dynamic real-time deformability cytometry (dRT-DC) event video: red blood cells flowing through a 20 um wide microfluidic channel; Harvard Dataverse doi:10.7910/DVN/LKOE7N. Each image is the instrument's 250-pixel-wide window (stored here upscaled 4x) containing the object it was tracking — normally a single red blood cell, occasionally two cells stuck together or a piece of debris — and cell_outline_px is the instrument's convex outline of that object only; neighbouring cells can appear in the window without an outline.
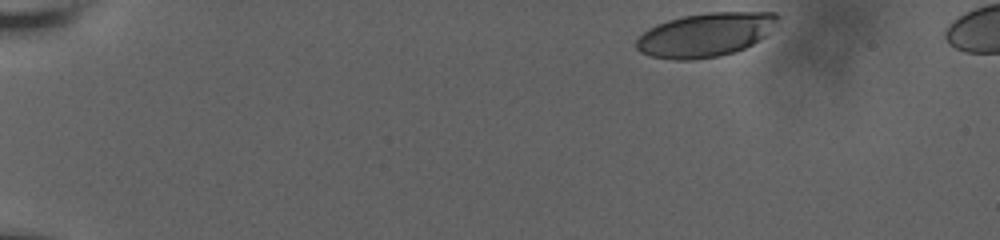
{"species": "human", "species_latin": "Homo sapiens", "temperature_condition": "room temperature", "stored_images_in_passage": 44, "camera_frame_rate_fps": 3000, "um_per_image_px": 0.085, "donor": {"sex": "male"}, "frame": {"image": 1, "passage_image": 1, "time_ms": 0.0, "image_size_px": [1000, 240], "cell_outline_px": [[780, 16], [764, 36], [752, 44], [736, 52], [720, 56], [692, 60], [672, 60], [652, 56], [640, 52], [636, 48], [636, 40], [648, 28], [656, 24], [668, 20], [684, 16], [708, 12], [776, 12]], "centroid_in_image_um": [59.93, 2.96], "position_along_channel_um": 25.1, "area_um2": 36.01}}
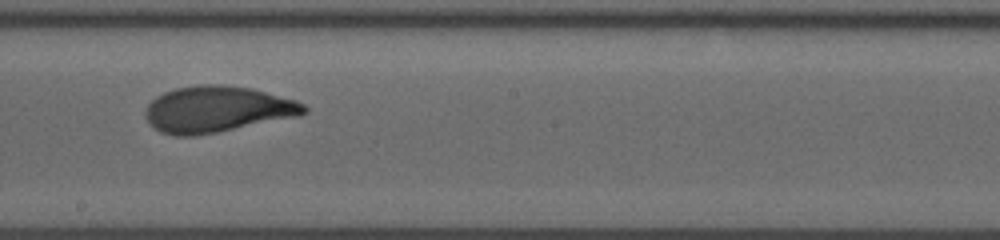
{"frame": {"image": 2, "passage_image": 28, "time_ms": 9.0, "image_size_px": [1000, 240], "cell_outline_px": [[308, 112], [300, 116], [196, 136], [176, 136], [160, 132], [148, 124], [144, 116], [144, 112], [148, 104], [156, 96], [164, 92], [176, 88], [204, 84], [220, 84], [252, 88], [296, 100], [304, 104], [308, 108]], "centroid_in_image_um": [18.45, 9.29], "position_along_channel_um": 229.8, "area_um2": 43.0}}
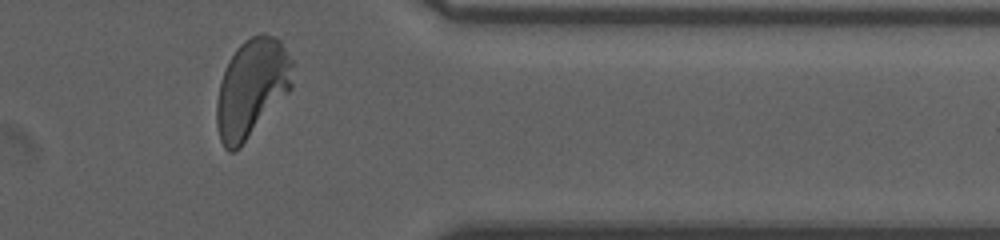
{"frame": {"image": 3, "passage_image": 42, "time_ms": 13.667, "image_size_px": [1000, 240], "cell_outline_px": [[292, 88], [240, 148], [236, 152], [228, 152], [224, 148], [220, 140], [216, 124], [216, 104], [220, 80], [224, 68], [228, 60], [236, 48], [244, 40], [260, 32], [264, 32], [276, 36], [280, 40], [292, 60]], "centroid_in_image_um": [21.38, 7.48], "position_along_channel_um": 390.0, "area_um2": 43.99}, "authors_computed_cell_mechanics": {"area_um2": 41.1247, "velocity_mm_per_s": 3.6386, "shape_relaxation_time_tau1_ms": 3.6119, "shape_relaxation_time_tau2_ms": 0.9476, "deformation_change_tau1": 0.1762, "deformation_change_tau2": 0.0731}}